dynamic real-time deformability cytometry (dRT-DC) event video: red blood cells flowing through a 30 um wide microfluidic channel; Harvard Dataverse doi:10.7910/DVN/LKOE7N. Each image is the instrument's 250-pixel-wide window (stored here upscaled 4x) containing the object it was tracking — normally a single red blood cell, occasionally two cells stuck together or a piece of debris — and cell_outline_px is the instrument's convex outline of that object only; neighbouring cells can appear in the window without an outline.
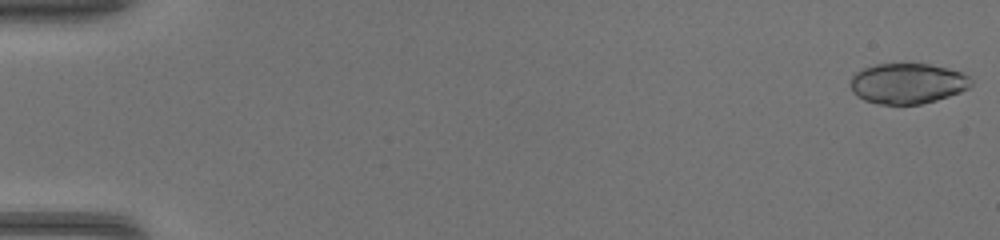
{"species": "common noctule bat (a hibernating species)", "species_latin": "Nyctalus noctula", "temperature_condition": "warm", "stored_images_in_passage": 44, "camera_frame_rate_fps": 3000, "um_per_image_px": 0.085, "animal": {"sex": "female", "body_mass_g": 17.0, "forearm_length_mm": 48.0}, "frame": {"image": 1, "passage_image": 1, "time_ms": 0.0, "image_size_px": [1000, 240], "cell_outline_px": [[972, 84], [968, 88], [960, 92], [936, 100], [920, 104], [876, 104], [864, 100], [856, 96], [852, 92], [848, 80], [856, 72], [864, 68], [876, 64], [928, 64], [960, 72], [968, 76], [972, 80]], "centroid_in_image_um": [77.08, 7.1], "position_along_channel_um": 7.9, "area_um2": 28.44}}